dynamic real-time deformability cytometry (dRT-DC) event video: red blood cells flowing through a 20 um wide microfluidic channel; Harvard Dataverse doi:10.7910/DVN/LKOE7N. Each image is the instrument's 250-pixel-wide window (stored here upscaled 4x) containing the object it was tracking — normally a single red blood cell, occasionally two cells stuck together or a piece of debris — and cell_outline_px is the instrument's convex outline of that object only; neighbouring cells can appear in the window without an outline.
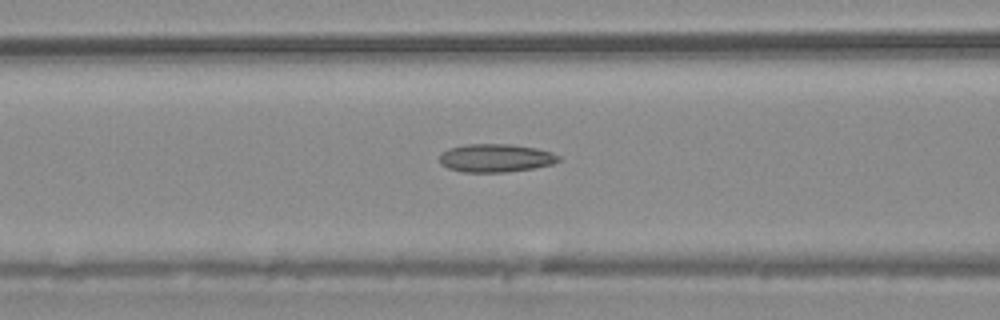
{"species": "common noctule bat (a hibernating species)", "species_latin": "Nyctalus noctula", "temperature_condition": "warm", "stored_images_in_passage": 54, "camera_frame_rate_fps": 3000, "um_per_image_px": 0.085, "animal": {"sex": "male", "body_mass_g": 20.4}, "frame": {"image": 1, "passage_image": 22, "time_ms": 7.0, "image_size_px": [1000, 320], "cell_outline_px": [[560, 160], [552, 164], [532, 168], [508, 172], [464, 172], [448, 168], [440, 164], [440, 152], [448, 148], [468, 144], [508, 144], [536, 148], [552, 152], [560, 156]], "centroid_in_image_um": [42.11, 13.43], "position_along_channel_um": 124.5, "area_um2": 19.59}}
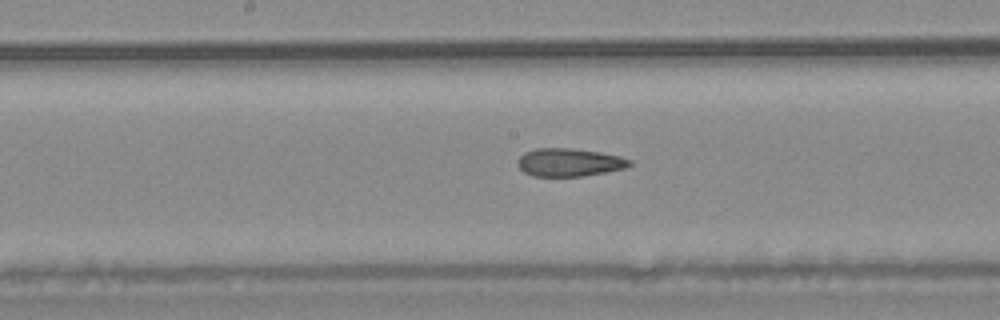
{"frame": {"image": 2, "passage_image": 28, "time_ms": 9.0, "image_size_px": [1000, 320], "cell_outline_px": [[632, 164], [624, 168], [604, 172], [580, 176], [532, 176], [524, 172], [516, 164], [520, 156], [524, 152], [536, 148], [568, 148], [600, 152], [620, 156], [632, 160]], "centroid_in_image_um": [48.36, 13.79], "position_along_channel_um": 199.8, "area_um2": 18.21}}
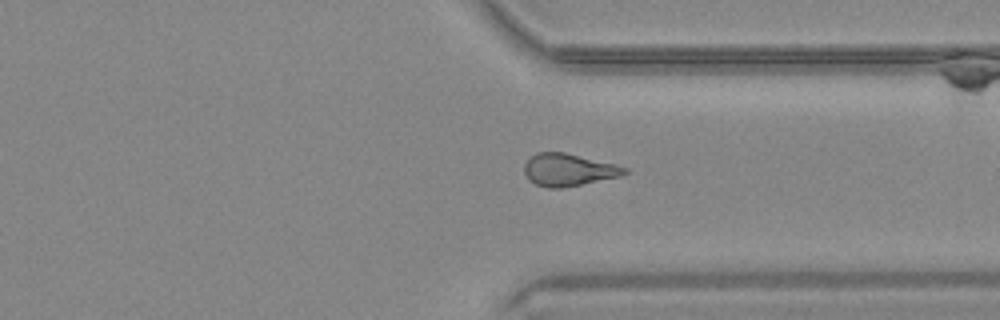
{"frame": {"image": 3, "passage_image": 41, "time_ms": 13.333, "image_size_px": [1000, 320], "cell_outline_px": [[628, 172], [620, 176], [560, 188], [548, 188], [536, 184], [528, 180], [524, 172], [524, 164], [536, 152], [564, 152], [628, 168]], "centroid_in_image_um": [48.27, 14.43], "position_along_channel_um": 363.1, "area_um2": 18.55}, "authors_computed_cell_mechanics": {"area_um2": 19.2474, "velocity_mm_per_s": 3.7689, "shape_relaxation_time_tau1_ms": null, "shape_relaxation_time_tau2_ms": 3.1439, "deformation_change_tau1": null, "deformation_change_tau2": 0.1084}}